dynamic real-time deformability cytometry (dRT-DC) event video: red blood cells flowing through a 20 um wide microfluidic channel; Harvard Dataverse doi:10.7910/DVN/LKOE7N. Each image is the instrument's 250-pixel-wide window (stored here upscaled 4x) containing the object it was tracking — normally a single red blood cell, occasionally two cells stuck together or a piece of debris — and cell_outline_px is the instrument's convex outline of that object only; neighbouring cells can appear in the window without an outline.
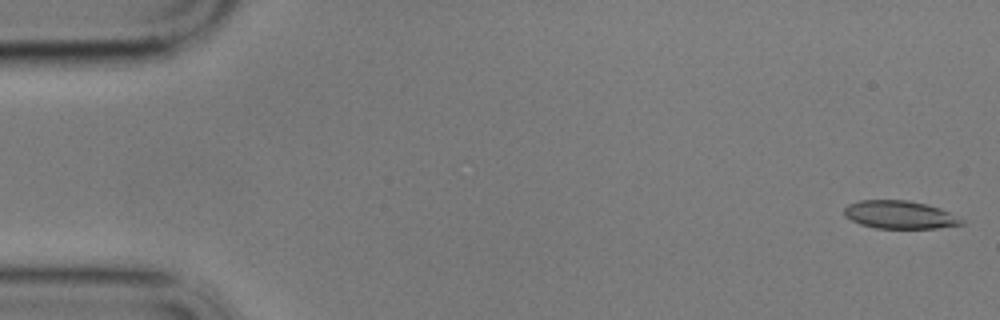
{"species": "common noctule bat (a hibernating species)", "species_latin": "Nyctalus noctula", "temperature_condition": "cold", "stored_images_in_passage": 57, "camera_frame_rate_fps": 3000, "um_per_image_px": 0.085, "animal": {"sex": "male", "body_mass_g": 17.9}, "frame": {"image": 1, "passage_image": 1, "time_ms": 0.0, "image_size_px": [1000, 320], "cell_outline_px": [[964, 224], [936, 228], [876, 228], [860, 224], [844, 216], [844, 208], [848, 204], [860, 200], [908, 200], [940, 208], [964, 220]], "centroid_in_image_um": [76.45, 18.25], "position_along_channel_um": 8.5, "area_um2": 19.02}}
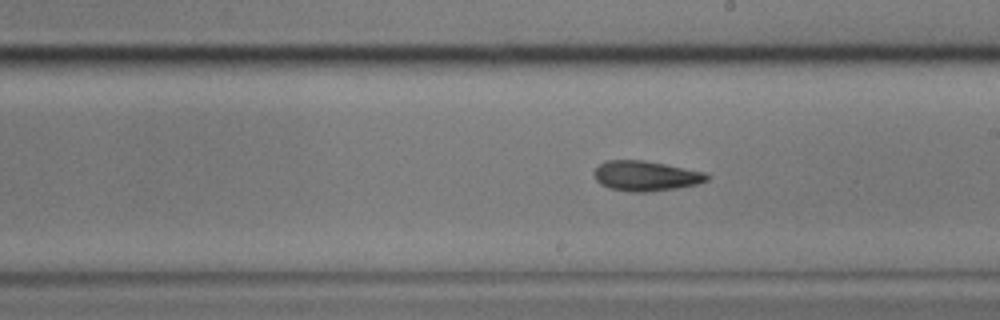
{"frame": {"image": 2, "passage_image": 32, "time_ms": 10.333, "image_size_px": [1000, 320], "cell_outline_px": [[712, 176], [708, 180], [696, 184], [676, 188], [648, 192], [632, 192], [608, 188], [600, 184], [596, 180], [592, 172], [604, 160], [644, 160], [704, 172]], "centroid_in_image_um": [54.86, 14.95], "position_along_channel_um": 234.1, "area_um2": 19.83}}
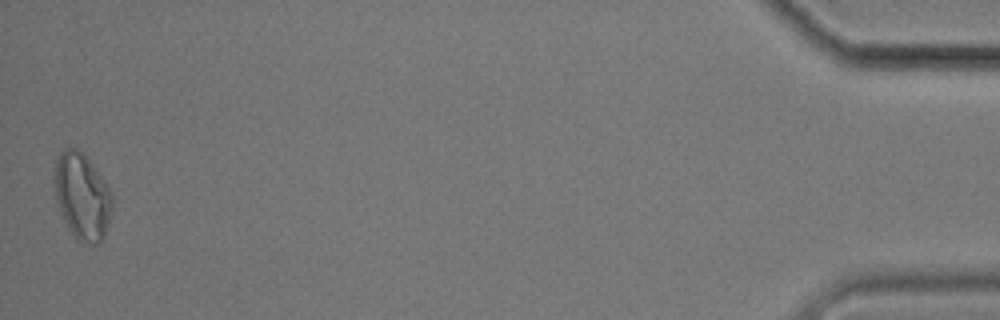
{"frame": {"image": 3, "passage_image": 57, "time_ms": 18.667, "image_size_px": [1000, 320], "cell_outline_px": [[112, 212], [104, 236], [100, 244], [92, 244], [76, 240], [60, 208], [56, 196], [52, 180], [56, 160], [60, 152], [64, 148], [76, 148], [92, 164], [112, 192]], "centroid_in_image_um": [6.99, 16.68], "position_along_channel_um": 428.2, "area_um2": 28.78}, "authors_computed_cell_mechanics": {"area_um2": 20.0566, "velocity_mm_per_s": 3.4283, "shape_relaxation_time_tau1_ms": null, "shape_relaxation_time_tau2_ms": 6.9091, "deformation_change_tau1": null, "deformation_change_tau2": 0.1467}}